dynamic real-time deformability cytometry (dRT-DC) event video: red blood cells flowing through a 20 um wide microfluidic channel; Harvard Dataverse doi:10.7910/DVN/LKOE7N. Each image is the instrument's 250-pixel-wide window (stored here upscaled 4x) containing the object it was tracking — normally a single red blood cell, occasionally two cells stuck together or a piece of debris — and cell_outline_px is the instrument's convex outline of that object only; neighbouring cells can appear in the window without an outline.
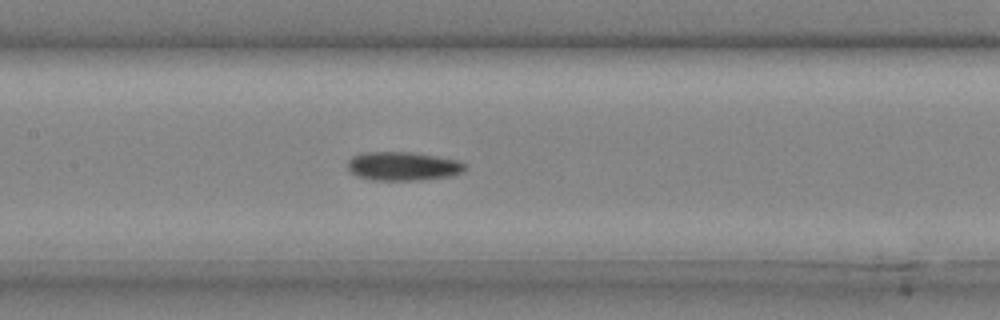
{"species": "common noctule bat (a hibernating species)", "species_latin": "Nyctalus noctula", "temperature_condition": "cold", "stored_images_in_passage": 31, "camera_frame_rate_fps": 3000, "um_per_image_px": 0.085, "animal": {"sex": "male", "body_mass_g": 20.4}, "frame": {"image": 1, "passage_image": 12, "time_ms": 3.667, "image_size_px": [1000, 320], "cell_outline_px": [[468, 168], [464, 172], [452, 176], [420, 180], [372, 180], [360, 176], [352, 172], [348, 168], [348, 160], [352, 156], [364, 152], [412, 152], [436, 156], [456, 160], [464, 164]], "centroid_in_image_um": [34.28, 14.12], "position_along_channel_um": 173.1, "area_um2": 19.65}}
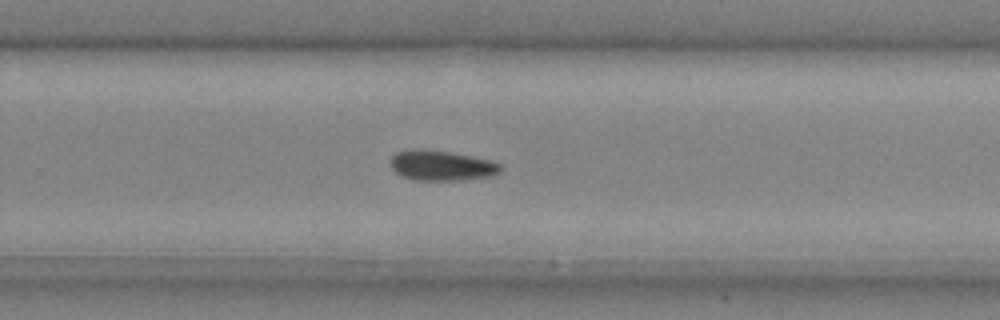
{"frame": {"image": 2, "passage_image": 19, "time_ms": 6.0, "image_size_px": [1000, 320], "cell_outline_px": [[500, 172], [496, 176], [464, 180], [416, 180], [400, 176], [388, 164], [392, 156], [396, 152], [420, 148], [448, 152], [496, 160], [500, 164]], "centroid_in_image_um": [37.56, 14.07], "position_along_channel_um": 292.2, "area_um2": 19.71}}
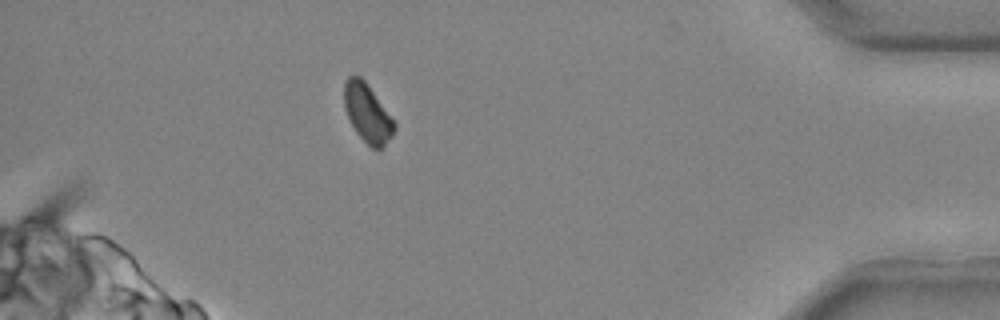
{"frame": {"image": 3, "passage_image": 28, "time_ms": 9.0, "image_size_px": [1000, 320], "cell_outline_px": [[396, 128], [392, 136], [384, 148], [372, 148], [356, 132], [344, 108], [344, 84], [348, 76], [360, 76], [364, 80], [396, 120]], "centroid_in_image_um": [31.27, 9.62], "position_along_channel_um": 403.9, "area_um2": 17.17}}